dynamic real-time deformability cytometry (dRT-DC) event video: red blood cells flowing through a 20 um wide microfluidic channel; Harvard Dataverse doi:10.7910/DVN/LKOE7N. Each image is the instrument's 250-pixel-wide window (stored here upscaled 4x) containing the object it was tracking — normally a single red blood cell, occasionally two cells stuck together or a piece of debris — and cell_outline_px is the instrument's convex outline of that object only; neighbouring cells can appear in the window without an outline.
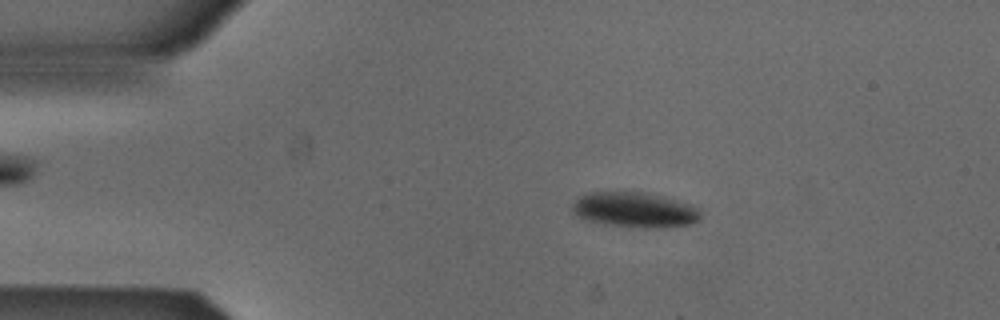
{"species": "Egyptian fruit bat (a non-hibernating species)", "species_latin": "Rousettus aegyptiacus", "temperature_condition": "cold", "stored_images_in_passage": 52, "camera_frame_rate_fps": 3000, "um_per_image_px": 0.085, "animal": {"sex": "male"}, "frame": {"image": 1, "passage_image": 9, "time_ms": 2.667, "image_size_px": [1000, 320], "cell_outline_px": [[700, 220], [692, 224], [660, 228], [644, 228], [604, 224], [588, 220], [576, 216], [572, 212], [572, 204], [580, 196], [592, 192], [640, 192], [660, 196], [688, 204], [696, 208], [700, 212]], "centroid_in_image_um": [53.92, 17.85], "position_along_channel_um": 31.1, "area_um2": 26.07}}
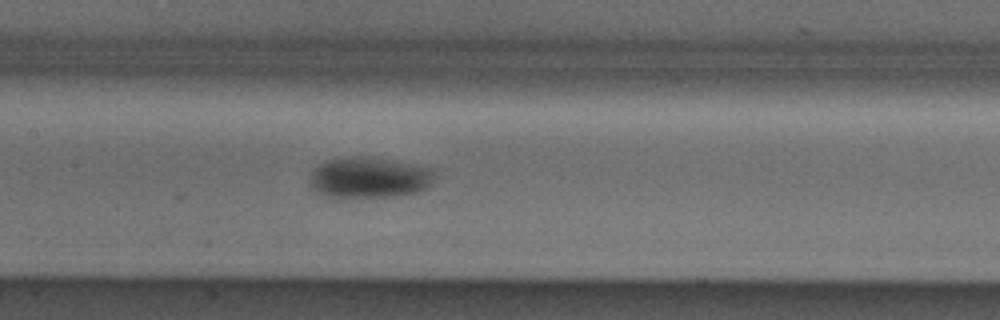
{"frame": {"image": 2, "passage_image": 24, "time_ms": 7.667, "image_size_px": [1000, 320], "cell_outline_px": [[432, 184], [416, 192], [396, 196], [324, 196], [316, 192], [308, 184], [308, 180], [312, 168], [316, 164], [324, 160], [356, 156], [364, 156], [396, 160], [432, 168]], "centroid_in_image_um": [31.3, 15.06], "position_along_channel_um": 176.1, "area_um2": 29.88}}
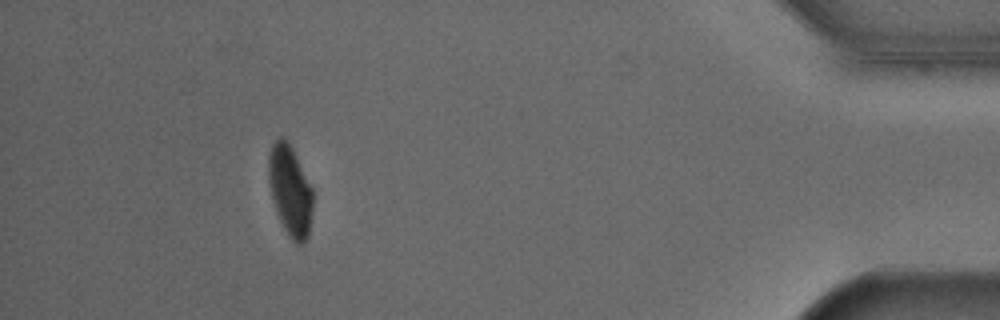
{"frame": {"image": 3, "passage_image": 47, "time_ms": 15.333, "image_size_px": [1000, 320], "cell_outline_px": [[312, 212], [308, 236], [304, 244], [296, 244], [288, 236], [280, 220], [272, 196], [268, 180], [268, 156], [272, 144], [280, 136], [284, 136], [288, 140], [312, 188]], "centroid_in_image_um": [24.66, 16.19], "position_along_channel_um": 410.5, "area_um2": 23.24}, "authors_computed_cell_mechanics": {"area_um2": 26.1256, "velocity_mm_per_s": 3.863, "shape_relaxation_time_tau1_ms": 5.2143, "shape_relaxation_time_tau2_ms": null, "deformation_change_tau1": 0.131, "deformation_change_tau2": null}}